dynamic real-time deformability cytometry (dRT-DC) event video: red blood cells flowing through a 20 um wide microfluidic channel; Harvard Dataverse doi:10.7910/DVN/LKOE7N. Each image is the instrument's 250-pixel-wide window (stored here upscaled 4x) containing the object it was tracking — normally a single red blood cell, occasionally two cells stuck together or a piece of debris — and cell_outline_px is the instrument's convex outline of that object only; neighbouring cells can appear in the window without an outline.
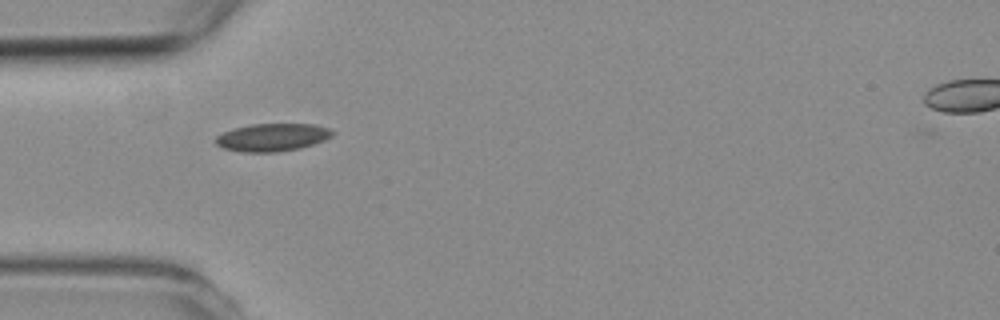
{"species": "common noctule bat (a hibernating species)", "species_latin": "Nyctalus noctula", "temperature_condition": "room temperature", "stored_images_in_passage": 7, "camera_frame_rate_fps": 3000, "um_per_image_px": 0.085, "animal": {"sex": "female", "body_mass_g": 19.3, "forearm_length_mm": 54.1}, "frame": {"image": 1, "passage_image": 4, "time_ms": 4.333, "image_size_px": [1000, 320], "cell_outline_px": [[332, 136], [324, 140], [300, 148], [276, 152], [240, 152], [220, 148], [212, 140], [216, 136], [224, 132], [236, 128], [252, 124], [312, 124], [328, 128], [332, 132]], "centroid_in_image_um": [23.07, 11.68], "position_along_channel_um": 61.9, "area_um2": 18.84}}
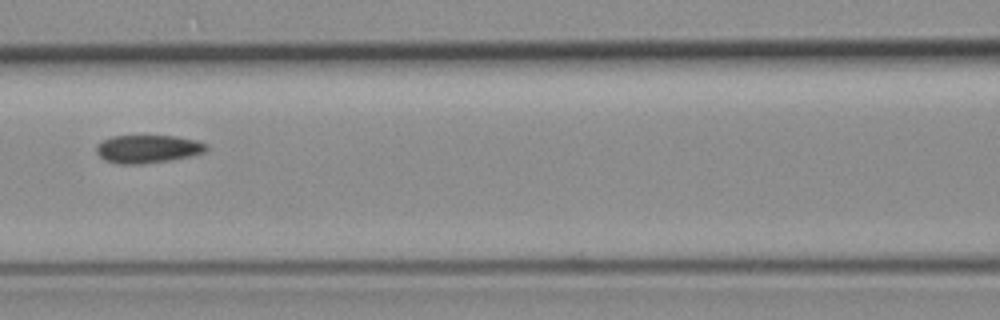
{"frame": {"image": 2, "passage_image": 6, "time_ms": 6.667, "image_size_px": [1000, 320], "cell_outline_px": [[208, 148], [204, 152], [192, 156], [172, 160], [144, 164], [120, 164], [104, 160], [96, 152], [96, 144], [112, 136], [176, 136], [196, 140], [208, 144]], "centroid_in_image_um": [12.58, 12.67], "position_along_channel_um": 154.0, "area_um2": 18.15}}
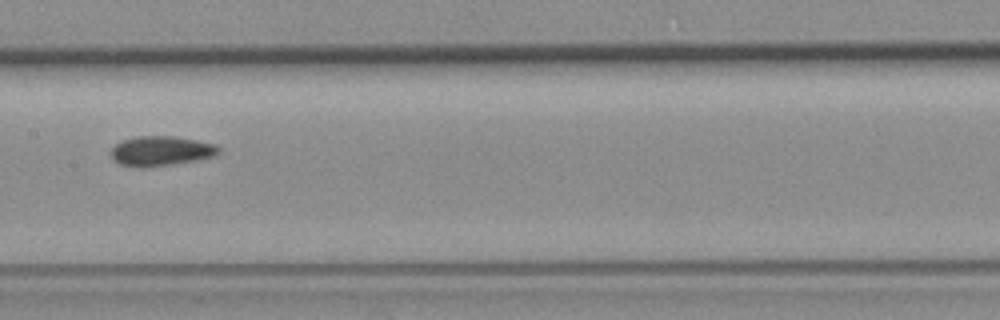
{"frame": {"image": 3, "passage_image": 7, "time_ms": 7.667, "image_size_px": [1000, 320], "cell_outline_px": [[220, 152], [216, 156], [196, 160], [172, 164], [120, 164], [112, 160], [108, 152], [120, 140], [136, 136], [176, 136], [216, 144], [220, 148]], "centroid_in_image_um": [13.71, 12.78], "position_along_channel_um": 193.7, "area_um2": 18.26}}